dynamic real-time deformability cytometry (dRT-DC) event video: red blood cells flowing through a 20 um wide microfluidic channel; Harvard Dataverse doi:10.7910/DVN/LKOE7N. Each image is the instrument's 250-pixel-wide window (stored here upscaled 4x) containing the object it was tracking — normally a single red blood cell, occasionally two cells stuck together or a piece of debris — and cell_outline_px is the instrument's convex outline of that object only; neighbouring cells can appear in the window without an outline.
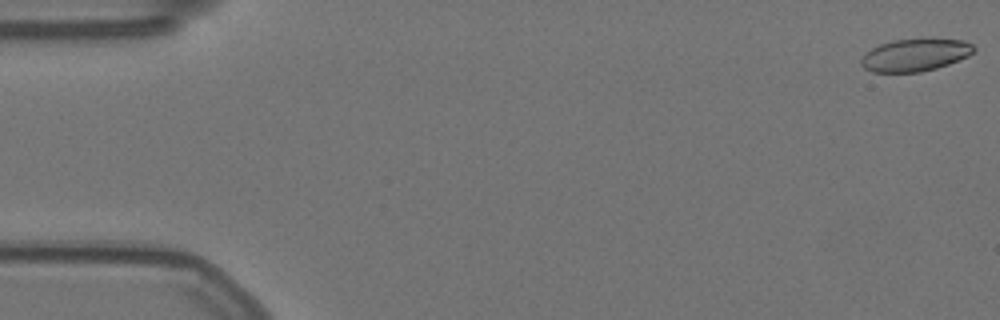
{"species": "Egyptian fruit bat (a non-hibernating species)", "species_latin": "Rousettus aegyptiacus", "temperature_condition": "warm", "stored_images_in_passage": 57, "camera_frame_rate_fps": 3000, "um_per_image_px": 0.085, "animal": {"sex": "female"}, "frame": {"image": 1, "passage_image": 1, "time_ms": 0.0, "image_size_px": [1000, 320], "cell_outline_px": [[976, 48], [968, 56], [948, 64], [936, 68], [920, 72], [872, 72], [864, 68], [860, 64], [860, 60], [872, 48], [880, 44], [892, 40], [964, 40], [972, 44]], "centroid_in_image_um": [77.77, 4.69], "position_along_channel_um": 7.2, "area_um2": 20.87}}
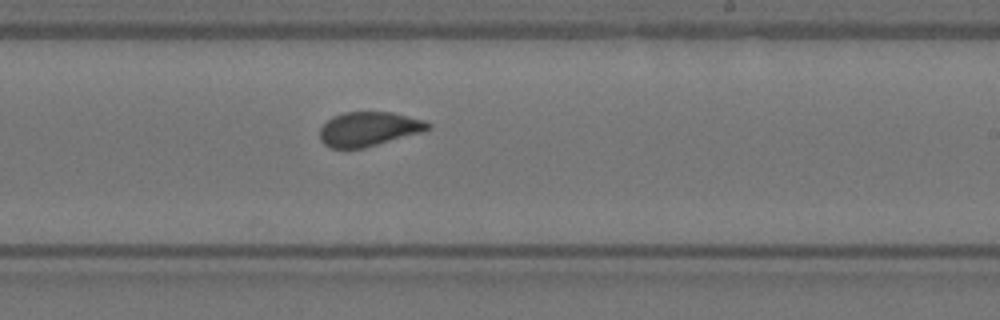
{"frame": {"image": 2, "passage_image": 34, "time_ms": 11.0, "image_size_px": [1000, 320], "cell_outline_px": [[432, 128], [420, 132], [364, 148], [328, 148], [320, 140], [320, 128], [332, 116], [344, 112], [392, 112], [424, 120], [432, 124]], "centroid_in_image_um": [31.32, 10.96], "position_along_channel_um": 257.7, "area_um2": 21.56}}
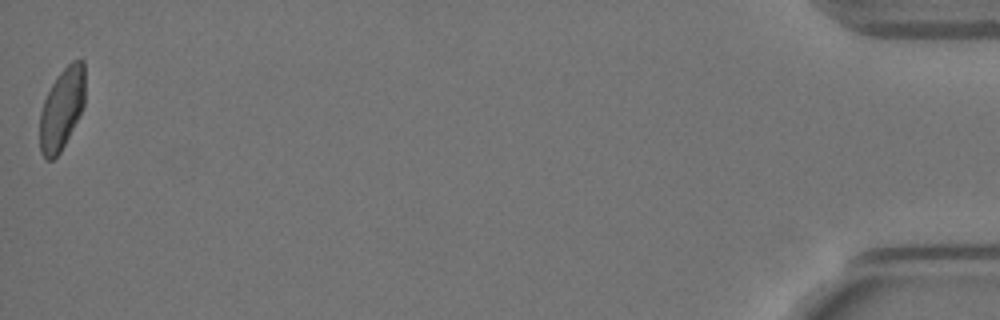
{"frame": {"image": 3, "passage_image": 57, "time_ms": 18.667, "image_size_px": [1000, 320], "cell_outline_px": [[84, 104], [60, 152], [52, 160], [44, 160], [40, 152], [40, 112], [44, 100], [52, 84], [60, 72], [72, 60], [84, 60]], "centroid_in_image_um": [5.23, 9.25], "position_along_channel_um": 430.0, "area_um2": 21.15}, "authors_computed_cell_mechanics": {"area_um2": 21.9062, "velocity_mm_per_s": 3.5469, "shape_relaxation_time_tau1_ms": 10.0588, "shape_relaxation_time_tau2_ms": 1.0969, "deformation_change_tau1": 0.1815, "deformation_change_tau2": 0.0541}}